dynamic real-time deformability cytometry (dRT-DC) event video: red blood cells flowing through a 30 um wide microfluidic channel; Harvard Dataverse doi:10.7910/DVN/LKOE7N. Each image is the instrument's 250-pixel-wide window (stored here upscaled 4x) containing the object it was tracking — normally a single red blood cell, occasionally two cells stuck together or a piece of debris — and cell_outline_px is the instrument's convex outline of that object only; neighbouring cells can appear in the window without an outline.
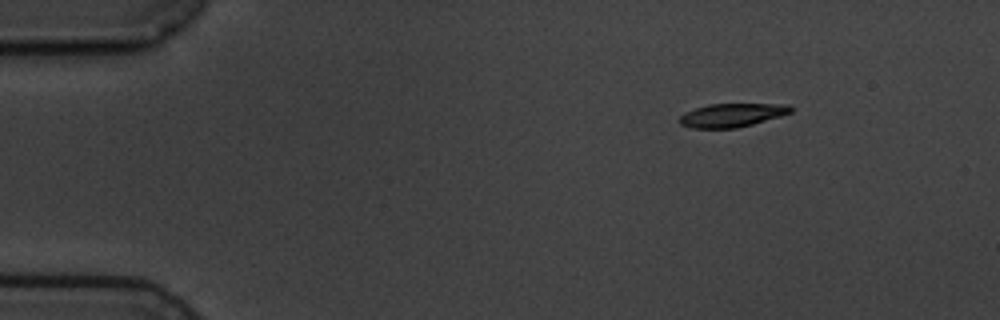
{"species": "common noctule bat (a hibernating species)", "species_latin": "Nyctalus noctula", "temperature_condition": "cold", "stored_images_in_passage": 3, "camera_frame_rate_fps": 3000, "um_per_image_px": 0.085, "animal": {"sex": "male", "body_mass_g": 19.5, "forearm_length_mm": 54.6}, "frame": {"image": 1, "passage_image": 1, "time_ms": 0.0, "image_size_px": [1000, 320], "cell_outline_px": [[792, 112], [780, 116], [752, 124], [736, 128], [692, 128], [680, 124], [676, 120], [684, 112], [708, 104], [788, 104], [792, 108]], "centroid_in_image_um": [62.17, 9.79], "position_along_channel_um": 22.8, "area_um2": 15.26}}
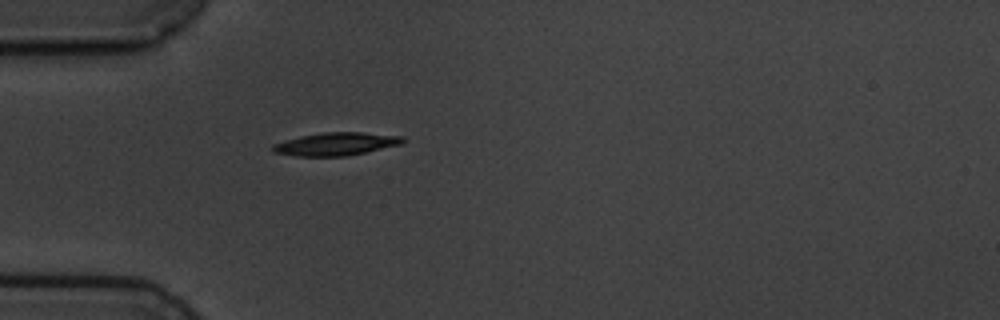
{"frame": {"image": 2, "passage_image": 3, "time_ms": 3.0, "image_size_px": [1000, 320], "cell_outline_px": [[404, 144], [348, 156], [296, 156], [272, 152], [272, 144], [284, 140], [300, 136], [324, 132], [360, 132], [404, 136]], "centroid_in_image_um": [28.57, 12.24], "position_along_channel_um": 56.4, "area_um2": 17.57}}